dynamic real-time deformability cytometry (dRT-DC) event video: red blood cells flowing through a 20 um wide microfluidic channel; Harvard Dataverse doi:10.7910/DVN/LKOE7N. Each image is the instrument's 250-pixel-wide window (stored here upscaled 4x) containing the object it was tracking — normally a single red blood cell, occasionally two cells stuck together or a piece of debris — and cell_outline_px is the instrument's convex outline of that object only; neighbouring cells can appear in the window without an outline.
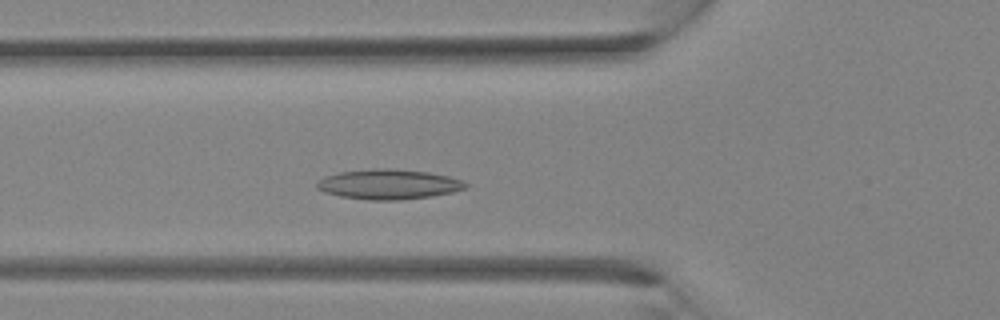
{"species": "Egyptian fruit bat (a non-hibernating species)", "species_latin": "Rousettus aegyptiacus", "temperature_condition": "room temperature", "stored_images_in_passage": 31, "camera_frame_rate_fps": 3000, "um_per_image_px": 0.085, "animal": {"sex": "female"}, "frame": {"image": 1, "passage_image": 9, "time_ms": 2.667, "image_size_px": [1000, 320], "cell_outline_px": [[468, 188], [452, 192], [432, 196], [400, 200], [368, 200], [340, 196], [324, 192], [316, 188], [316, 184], [324, 176], [340, 172], [372, 168], [388, 168], [428, 172], [448, 176], [464, 180], [468, 184]], "centroid_in_image_um": [33.05, 15.66], "position_along_channel_um": 92.7, "area_um2": 26.13}}
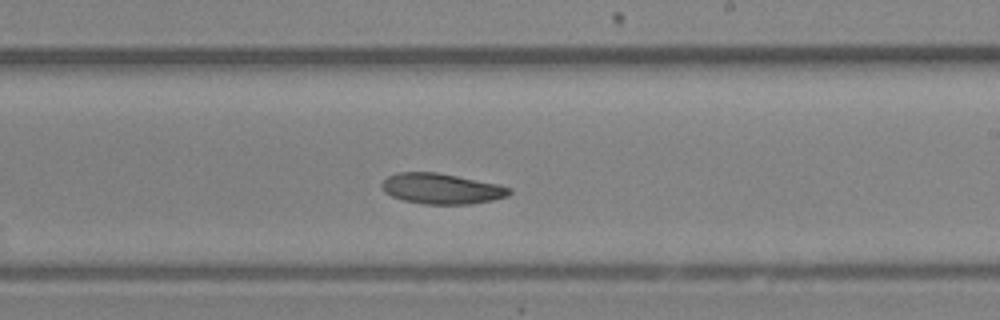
{"frame": {"image": 2, "passage_image": 17, "time_ms": 5.333, "image_size_px": [1000, 320], "cell_outline_px": [[512, 192], [508, 196], [492, 200], [472, 204], [424, 204], [404, 200], [392, 196], [384, 192], [380, 184], [388, 176], [396, 172], [436, 172], [496, 184], [512, 188]], "centroid_in_image_um": [37.51, 16.04], "position_along_channel_um": 251.5, "area_um2": 22.6}}
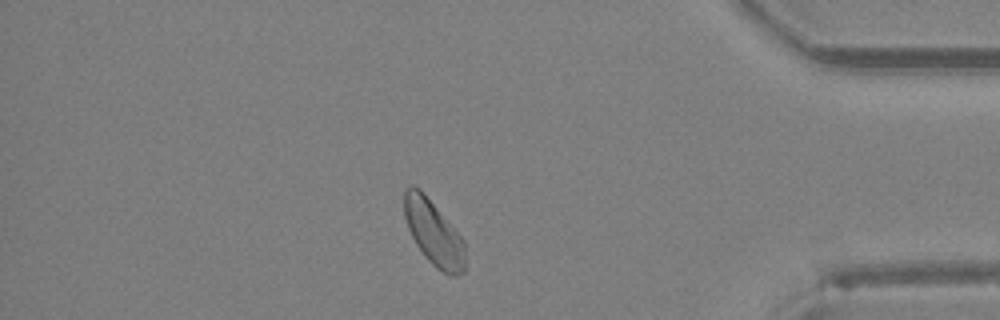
{"frame": {"image": 3, "passage_image": 26, "time_ms": 8.333, "image_size_px": [1000, 320], "cell_outline_px": [[464, 272], [460, 276], [448, 276], [436, 268], [428, 260], [416, 244], [408, 228], [404, 216], [404, 188], [412, 184], [420, 188], [424, 192], [464, 240]], "centroid_in_image_um": [36.85, 19.78], "position_along_channel_um": 398.4, "area_um2": 23.18}}